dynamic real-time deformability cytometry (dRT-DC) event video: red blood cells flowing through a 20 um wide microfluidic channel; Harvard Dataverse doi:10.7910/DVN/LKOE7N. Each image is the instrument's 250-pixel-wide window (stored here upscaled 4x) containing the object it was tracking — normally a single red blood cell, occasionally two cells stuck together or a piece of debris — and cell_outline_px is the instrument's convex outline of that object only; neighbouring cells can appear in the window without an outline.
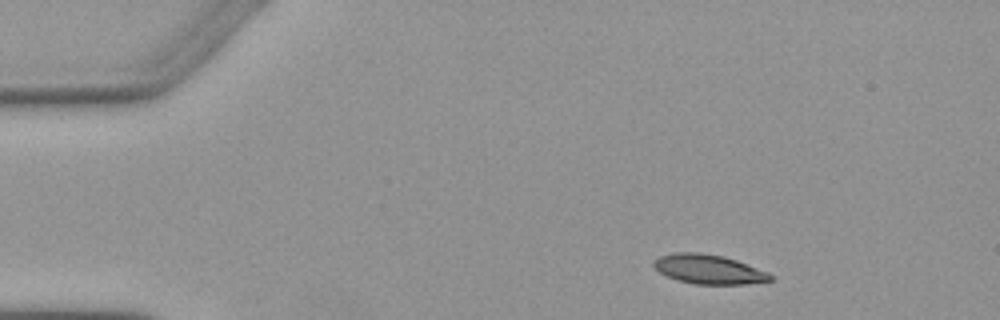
{"species": "Egyptian fruit bat (a non-hibernating species)", "species_latin": "Rousettus aegyptiacus", "temperature_condition": "warm", "stored_images_in_passage": 3, "camera_frame_rate_fps": 3000, "um_per_image_px": 0.085, "animal": {"sex": "female"}, "frame": {"image": 1, "passage_image": 1, "time_ms": 0.0, "image_size_px": [1000, 320], "cell_outline_px": [[772, 280], [748, 284], [696, 284], [676, 280], [660, 272], [652, 264], [652, 260], [660, 256], [676, 252], [700, 252], [724, 256], [736, 260], [768, 272], [772, 276]], "centroid_in_image_um": [60.22, 22.88], "position_along_channel_um": 24.8, "area_um2": 19.94}}
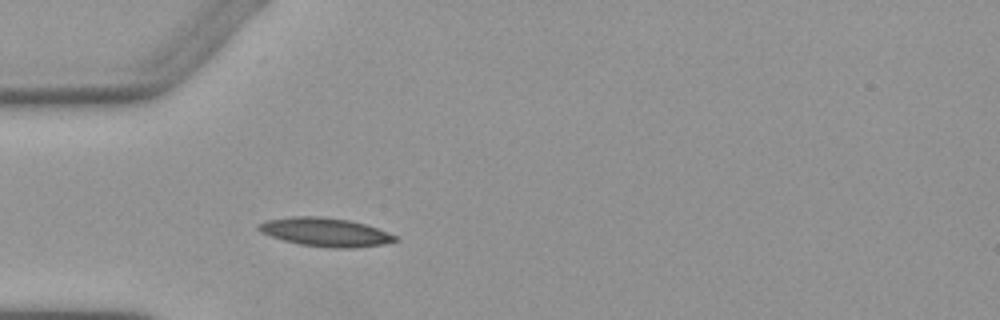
{"frame": {"image": 2, "passage_image": 3, "time_ms": 2.667, "image_size_px": [1000, 320], "cell_outline_px": [[400, 240], [384, 244], [352, 248], [332, 248], [300, 244], [284, 240], [260, 232], [256, 228], [256, 224], [268, 220], [292, 216], [320, 216], [348, 220], [364, 224], [388, 232], [396, 236]], "centroid_in_image_um": [27.65, 19.73], "position_along_channel_um": 57.4, "area_um2": 22.66}}